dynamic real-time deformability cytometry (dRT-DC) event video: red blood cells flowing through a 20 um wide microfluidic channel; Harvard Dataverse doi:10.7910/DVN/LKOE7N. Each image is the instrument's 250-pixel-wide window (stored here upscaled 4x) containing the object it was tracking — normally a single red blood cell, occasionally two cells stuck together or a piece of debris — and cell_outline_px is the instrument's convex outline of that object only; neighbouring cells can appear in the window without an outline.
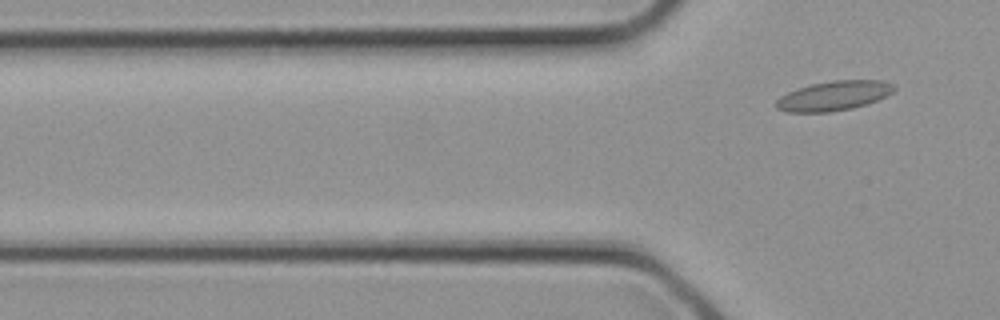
{"species": "common noctule bat (a hibernating species)", "species_latin": "Nyctalus noctula", "temperature_condition": "cold", "stored_images_in_passage": 3, "camera_frame_rate_fps": 3000, "um_per_image_px": 0.085, "animal": {"sex": "female", "body_mass_g": 21.9}, "frame": {"image": 1, "passage_image": 3, "time_ms": 0.667, "image_size_px": [1000, 320], "cell_outline_px": [[896, 88], [888, 96], [868, 104], [852, 108], [832, 112], [784, 112], [776, 108], [776, 100], [780, 96], [788, 92], [812, 84], [832, 80], [880, 80], [892, 84]], "centroid_in_image_um": [70.88, 8.15], "position_along_channel_um": 54.9, "area_um2": 20.4}}